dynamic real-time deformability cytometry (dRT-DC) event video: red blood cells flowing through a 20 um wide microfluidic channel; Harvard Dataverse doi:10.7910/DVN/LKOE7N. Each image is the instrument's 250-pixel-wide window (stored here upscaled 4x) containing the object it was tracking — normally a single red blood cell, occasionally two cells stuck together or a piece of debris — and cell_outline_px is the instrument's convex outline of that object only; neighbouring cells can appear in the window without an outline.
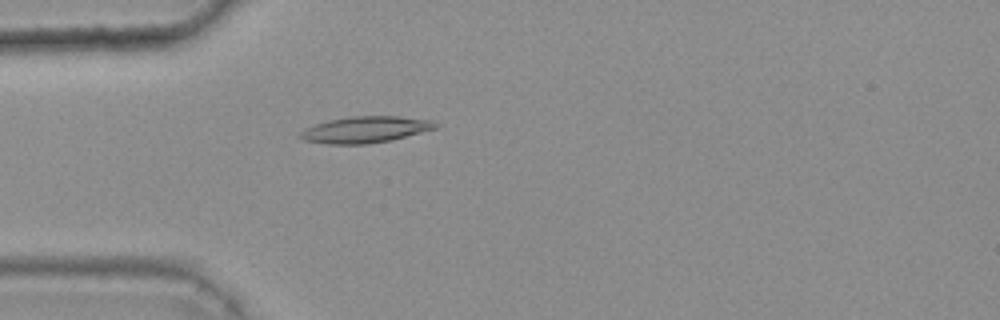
{"species": "common noctule bat (a hibernating species)", "species_latin": "Nyctalus noctula", "temperature_condition": "warm", "stored_images_in_passage": 48, "camera_frame_rate_fps": 3000, "um_per_image_px": 0.085, "animal": {"sex": "female", "body_mass_g": 25.1}, "frame": {"image": 1, "passage_image": 15, "time_ms": 4.667, "image_size_px": [1000, 320], "cell_outline_px": [[440, 124], [436, 128], [392, 140], [368, 144], [328, 144], [304, 140], [296, 136], [304, 128], [328, 120], [352, 116], [400, 116], [432, 120]], "centroid_in_image_um": [31.04, 11.01], "position_along_channel_um": 54.0, "area_um2": 20.92}}
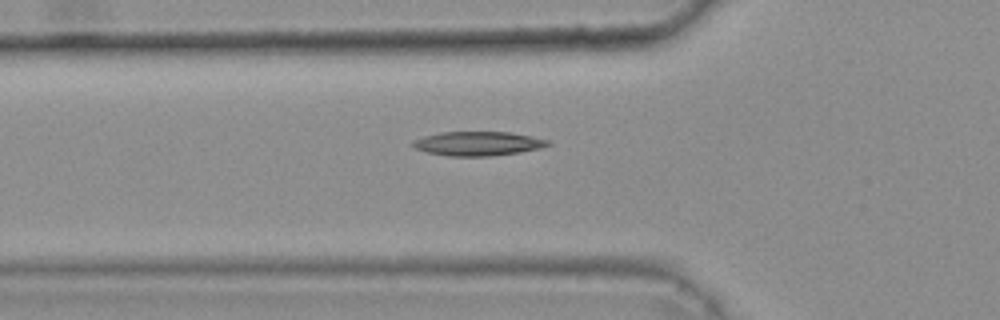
{"frame": {"image": 2, "passage_image": 18, "time_ms": 5.667, "image_size_px": [1000, 320], "cell_outline_px": [[552, 144], [540, 148], [520, 152], [492, 156], [448, 156], [428, 152], [416, 148], [412, 144], [412, 140], [424, 136], [440, 132], [508, 132], [532, 136], [548, 140]], "centroid_in_image_um": [40.64, 12.2], "position_along_channel_um": 85.2, "area_um2": 18.96}}
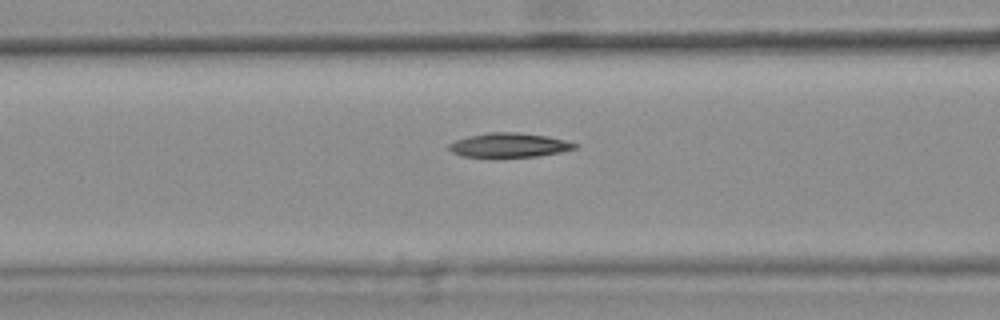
{"frame": {"image": 3, "passage_image": 21, "time_ms": 6.667, "image_size_px": [1000, 320], "cell_outline_px": [[580, 144], [576, 148], [560, 152], [536, 156], [464, 156], [452, 152], [448, 148], [448, 144], [456, 140], [468, 136], [488, 132], [516, 132], [548, 136]], "centroid_in_image_um": [43.29, 12.32], "position_along_channel_um": 123.3, "area_um2": 17.51}}